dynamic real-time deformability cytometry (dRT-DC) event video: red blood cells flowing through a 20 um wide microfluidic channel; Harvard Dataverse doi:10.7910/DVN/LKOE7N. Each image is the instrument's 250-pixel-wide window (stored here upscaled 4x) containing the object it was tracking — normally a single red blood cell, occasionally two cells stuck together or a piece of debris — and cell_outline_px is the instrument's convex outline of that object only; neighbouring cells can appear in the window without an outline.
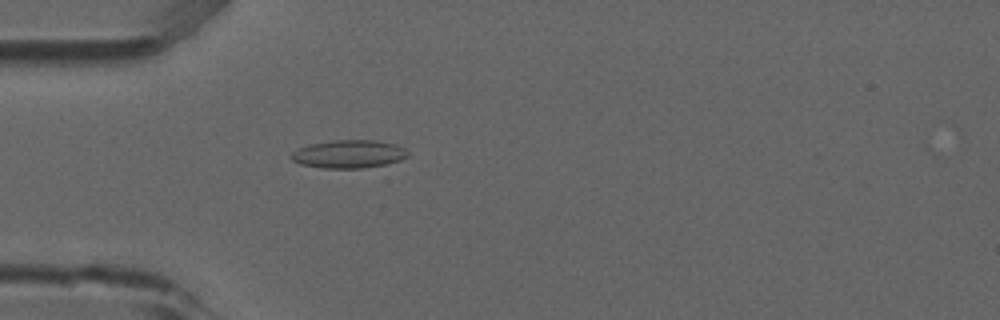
{"species": "common noctule bat (a hibernating species)", "species_latin": "Nyctalus noctula", "temperature_condition": "room temperature", "stored_images_in_passage": 1, "camera_frame_rate_fps": 3000, "um_per_image_px": 0.085, "animal": {"sex": "male", "forearm_length_mm": 52.5}, "frame": {"image": 1, "passage_image": 1, "time_ms": 0.0, "image_size_px": [1000, 320], "cell_outline_px": [[408, 156], [400, 160], [388, 164], [364, 168], [324, 168], [300, 164], [292, 160], [288, 156], [292, 152], [308, 144], [336, 140], [376, 140], [396, 144], [404, 148], [408, 152]], "centroid_in_image_um": [29.65, 13.09], "position_along_channel_um": 55.4, "area_um2": 19.19}}